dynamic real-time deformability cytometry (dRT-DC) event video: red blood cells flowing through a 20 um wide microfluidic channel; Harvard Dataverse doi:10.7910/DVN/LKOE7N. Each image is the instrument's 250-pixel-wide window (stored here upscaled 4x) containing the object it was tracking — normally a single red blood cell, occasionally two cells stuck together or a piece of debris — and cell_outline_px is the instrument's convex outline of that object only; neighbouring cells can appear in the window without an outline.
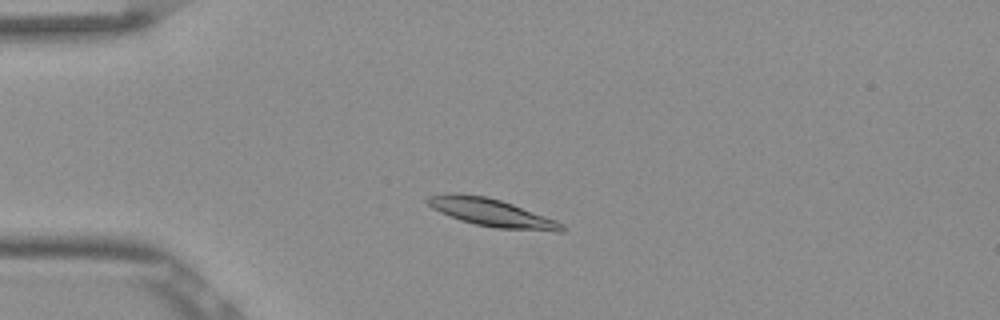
{"species": "Egyptian fruit bat (a non-hibernating species)", "species_latin": "Rousettus aegyptiacus", "temperature_condition": "room temperature", "stored_images_in_passage": 50, "camera_frame_rate_fps": 3000, "um_per_image_px": 0.085, "frame": {"image": 1, "passage_image": 10, "time_ms": 3.0, "image_size_px": [1000, 320], "cell_outline_px": [[564, 232], [556, 232], [496, 228], [476, 224], [460, 220], [440, 212], [432, 208], [424, 200], [428, 196], [448, 192], [460, 192], [484, 196], [500, 200], [512, 204], [556, 220], [564, 224]], "centroid_in_image_um": [41.76, 18.07], "position_along_channel_um": 43.2, "area_um2": 21.91}}
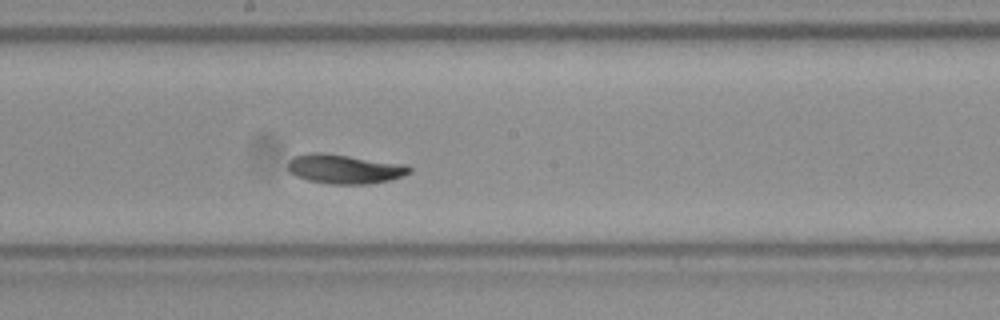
{"frame": {"image": 2, "passage_image": 26, "time_ms": 8.333, "image_size_px": [1000, 320], "cell_outline_px": [[412, 172], [388, 180], [368, 184], [332, 184], [308, 180], [296, 176], [288, 172], [288, 160], [292, 156], [312, 152], [320, 152], [408, 164], [412, 168]], "centroid_in_image_um": [29.27, 14.35], "position_along_channel_um": 218.9, "area_um2": 20.87}}
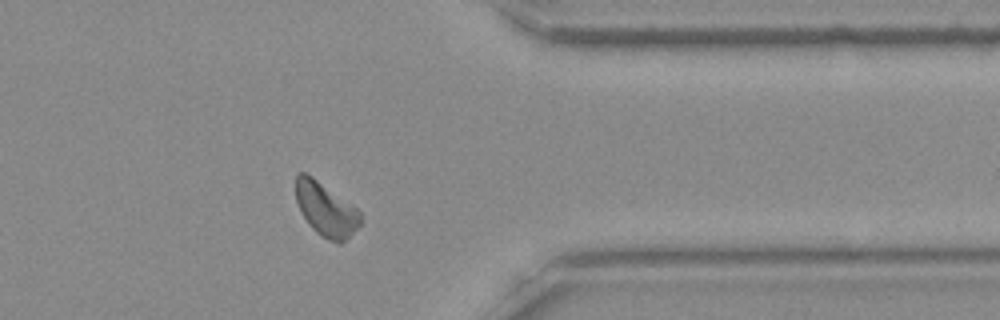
{"frame": {"image": 3, "passage_image": 40, "time_ms": 13.0, "image_size_px": [1000, 320], "cell_outline_px": [[360, 224], [340, 244], [328, 240], [316, 232], [308, 224], [300, 212], [296, 200], [296, 176], [300, 172], [304, 172], [312, 176], [356, 208], [360, 212]], "centroid_in_image_um": [27.66, 17.8], "position_along_channel_um": 383.7, "area_um2": 19.83}, "authors_computed_cell_mechanics": {"area_um2": 20.4034, "velocity_mm_per_s": 3.7676, "shape_relaxation_time_tau1_ms": 2.0799, "shape_relaxation_time_tau2_ms": null, "deformation_change_tau1": 0.1073, "deformation_change_tau2": null}}